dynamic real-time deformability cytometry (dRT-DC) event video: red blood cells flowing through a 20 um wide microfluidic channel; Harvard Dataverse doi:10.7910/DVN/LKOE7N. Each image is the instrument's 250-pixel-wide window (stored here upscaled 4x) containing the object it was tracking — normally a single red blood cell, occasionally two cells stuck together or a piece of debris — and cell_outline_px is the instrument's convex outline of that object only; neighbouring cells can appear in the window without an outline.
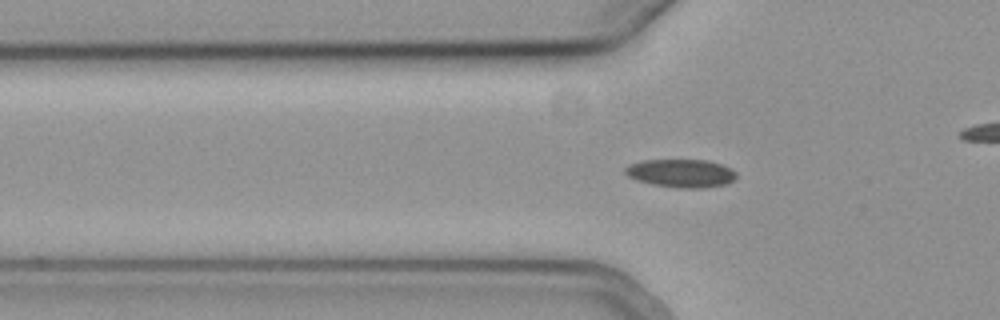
{"species": "common noctule bat (a hibernating species)", "species_latin": "Nyctalus noctula", "temperature_condition": "cold", "stored_images_in_passage": 39, "camera_frame_rate_fps": 3000, "um_per_image_px": 0.085, "animal": {"sex": "female", "body_mass_g": 19.3, "forearm_length_mm": 54.1}, "frame": {"image": 1, "passage_image": 3, "time_ms": 0.667, "image_size_px": [1000, 320], "cell_outline_px": [[736, 180], [728, 184], [700, 188], [680, 188], [652, 184], [636, 180], [628, 176], [624, 172], [624, 168], [628, 164], [644, 160], [708, 160], [732, 168], [736, 172]], "centroid_in_image_um": [57.91, 14.72], "position_along_channel_um": 67.9, "area_um2": 18.44}}
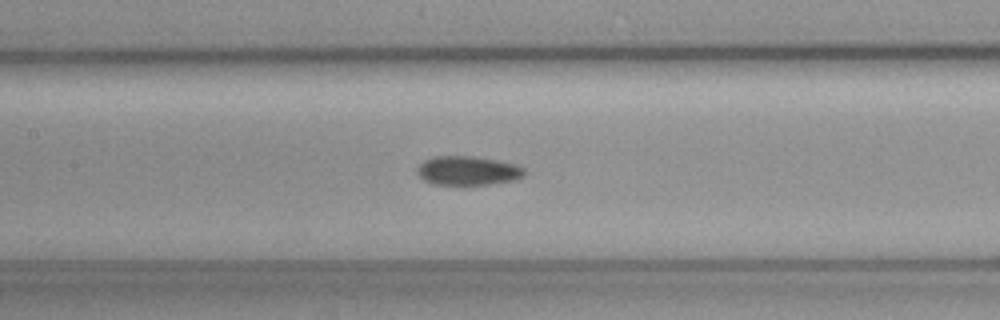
{"frame": {"image": 2, "passage_image": 11, "time_ms": 3.333, "image_size_px": [1000, 320], "cell_outline_px": [[528, 172], [524, 176], [516, 180], [488, 184], [432, 184], [424, 180], [416, 172], [416, 168], [424, 160], [436, 156], [468, 156], [496, 160], [516, 164], [524, 168]], "centroid_in_image_um": [39.79, 14.51], "position_along_channel_um": 167.6, "area_um2": 18.15}}
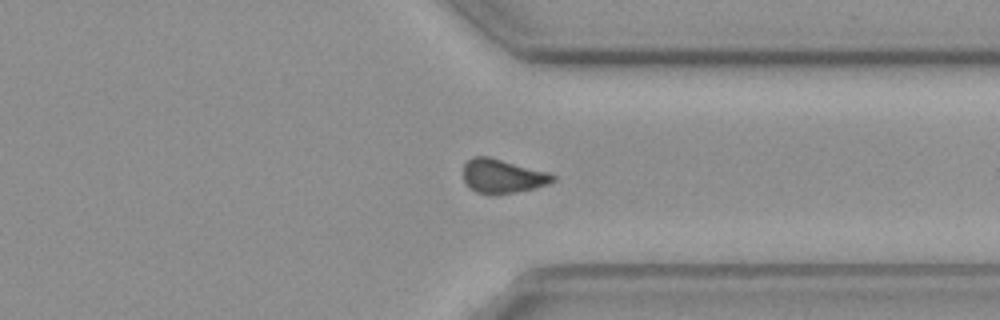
{"frame": {"image": 3, "passage_image": 27, "time_ms": 8.667, "image_size_px": [1000, 320], "cell_outline_px": [[556, 180], [548, 184], [536, 188], [496, 196], [488, 196], [476, 192], [468, 188], [464, 184], [464, 164], [472, 156], [488, 156], [548, 172], [556, 176]], "centroid_in_image_um": [42.69, 15.0], "position_along_channel_um": 368.7, "area_um2": 18.21}}